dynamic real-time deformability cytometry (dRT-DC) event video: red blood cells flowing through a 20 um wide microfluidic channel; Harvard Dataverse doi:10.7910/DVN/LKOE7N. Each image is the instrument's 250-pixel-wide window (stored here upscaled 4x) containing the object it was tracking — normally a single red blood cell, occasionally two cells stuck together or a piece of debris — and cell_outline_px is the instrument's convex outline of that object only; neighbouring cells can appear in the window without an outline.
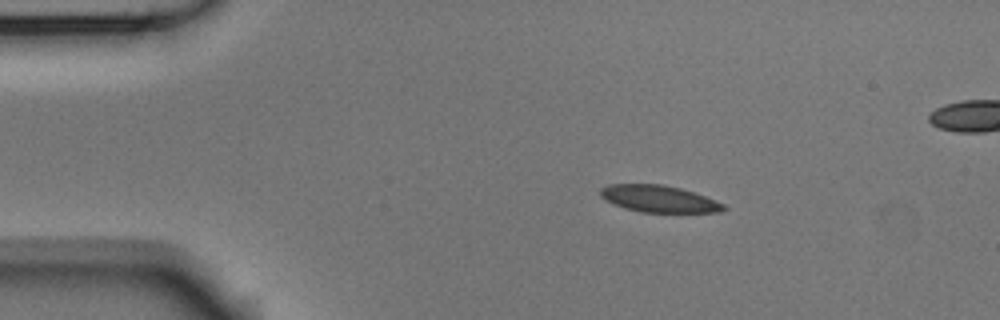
{"species": "Egyptian fruit bat (a non-hibernating species)", "species_latin": "Rousettus aegyptiacus", "temperature_condition": "room temperature", "stored_images_in_passage": 6, "camera_frame_rate_fps": 3000, "um_per_image_px": 0.085, "animal": {"sex": "male"}, "frame": {"image": 1, "passage_image": 2, "time_ms": 0.333, "image_size_px": [1000, 320], "cell_outline_px": [[728, 208], [720, 212], [640, 212], [624, 208], [612, 204], [604, 200], [600, 196], [600, 188], [608, 184], [664, 184], [680, 188], [716, 200], [724, 204]], "centroid_in_image_um": [55.97, 16.9], "position_along_channel_um": 29.0, "area_um2": 19.42}}
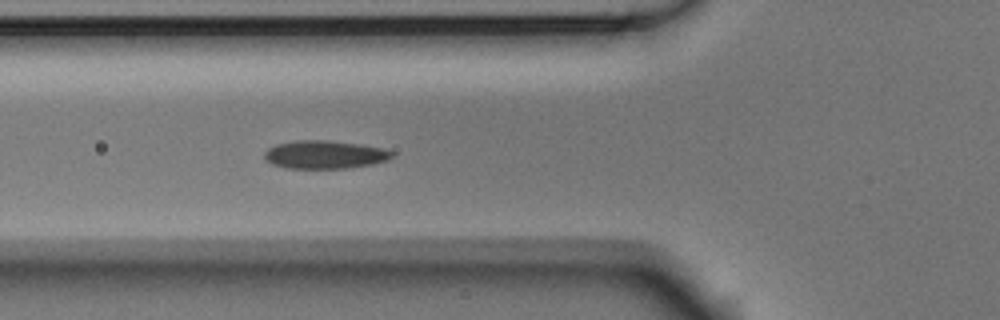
{"frame": {"image": 2, "passage_image": 5, "time_ms": 1.333, "image_size_px": [1000, 320], "cell_outline_px": [[392, 156], [388, 160], [372, 164], [348, 168], [284, 168], [272, 164], [264, 156], [264, 152], [268, 148], [276, 144], [296, 140], [328, 140], [364, 144], [384, 148], [392, 152]], "centroid_in_image_um": [27.61, 13.13], "position_along_channel_um": 98.2, "area_um2": 21.04}}